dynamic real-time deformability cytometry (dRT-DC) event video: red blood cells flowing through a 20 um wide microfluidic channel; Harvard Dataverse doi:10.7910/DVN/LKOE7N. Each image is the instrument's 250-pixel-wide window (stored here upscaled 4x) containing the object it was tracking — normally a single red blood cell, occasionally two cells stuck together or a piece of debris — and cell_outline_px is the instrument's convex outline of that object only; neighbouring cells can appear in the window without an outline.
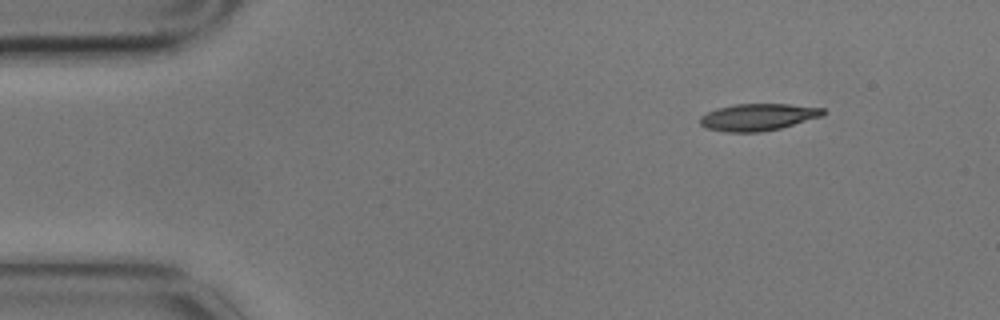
{"species": "common noctule bat (a hibernating species)", "species_latin": "Nyctalus noctula", "temperature_condition": "cold", "stored_images_in_passage": 6, "camera_frame_rate_fps": 3000, "um_per_image_px": 0.085, "animal": {"sex": "male", "body_mass_g": 17.9}, "frame": {"image": 1, "passage_image": 1, "time_ms": 0.0, "image_size_px": [1000, 320], "cell_outline_px": [[828, 112], [824, 116], [780, 128], [760, 132], [724, 132], [704, 128], [700, 124], [700, 116], [716, 108], [736, 104], [788, 104], [824, 108]], "centroid_in_image_um": [64.44, 9.95], "position_along_channel_um": 20.6, "area_um2": 19.54}}
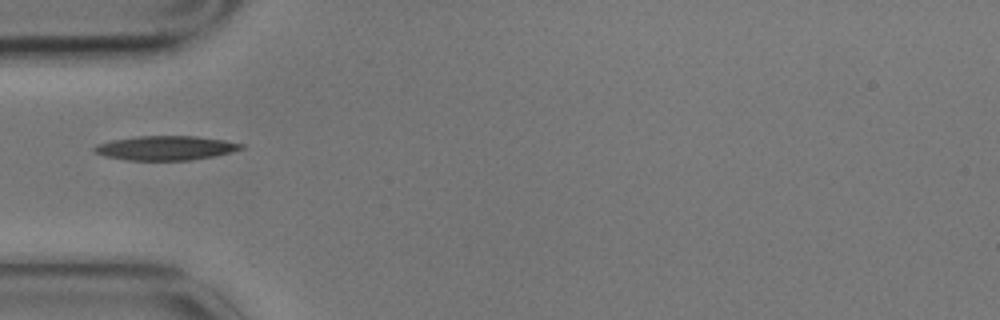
{"frame": {"image": 2, "passage_image": 4, "time_ms": 1.0, "image_size_px": [1000, 320], "cell_outline_px": [[244, 148], [232, 152], [212, 156], [188, 160], [128, 160], [104, 156], [92, 152], [92, 148], [96, 144], [112, 140], [136, 136], [196, 136], [224, 140], [244, 144]], "centroid_in_image_um": [14.04, 12.57], "position_along_channel_um": 71.0, "area_um2": 20.81}}